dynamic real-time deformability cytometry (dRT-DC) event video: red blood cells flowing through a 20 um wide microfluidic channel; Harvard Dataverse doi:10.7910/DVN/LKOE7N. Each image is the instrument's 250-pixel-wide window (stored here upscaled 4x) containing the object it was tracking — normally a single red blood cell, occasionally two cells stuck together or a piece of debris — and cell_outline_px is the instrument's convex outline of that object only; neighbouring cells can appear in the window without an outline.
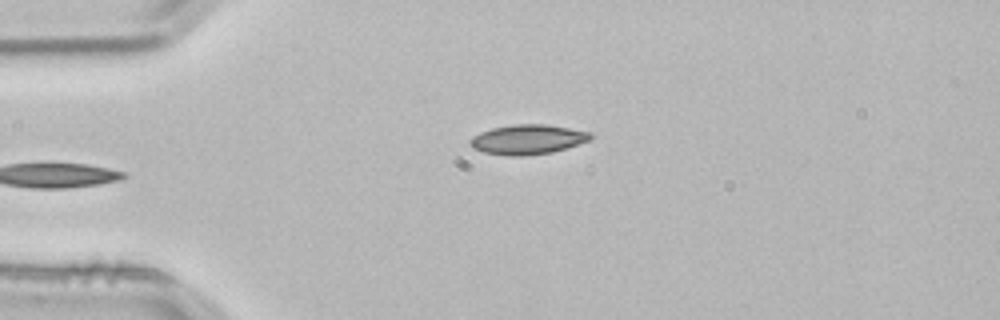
{"species": "common noctule bat (a hibernating species)", "species_latin": "Nyctalus noctula", "temperature_condition": "room temperature", "stored_images_in_passage": 5, "camera_frame_rate_fps": 3000, "um_per_image_px": 0.085, "animal": {"sex": "male", "body_mass_g": 21.5, "forearm_length_mm": 52.0}, "frame": {"image": 1, "passage_image": 5, "time_ms": 1.333, "image_size_px": [1000, 320], "cell_outline_px": [[592, 136], [588, 140], [552, 152], [524, 156], [508, 156], [484, 152], [472, 148], [468, 144], [468, 140], [472, 136], [480, 132], [492, 128], [516, 124], [544, 124], [592, 132]], "centroid_in_image_um": [44.78, 11.85], "position_along_channel_um": 40.2, "area_um2": 20.75}}